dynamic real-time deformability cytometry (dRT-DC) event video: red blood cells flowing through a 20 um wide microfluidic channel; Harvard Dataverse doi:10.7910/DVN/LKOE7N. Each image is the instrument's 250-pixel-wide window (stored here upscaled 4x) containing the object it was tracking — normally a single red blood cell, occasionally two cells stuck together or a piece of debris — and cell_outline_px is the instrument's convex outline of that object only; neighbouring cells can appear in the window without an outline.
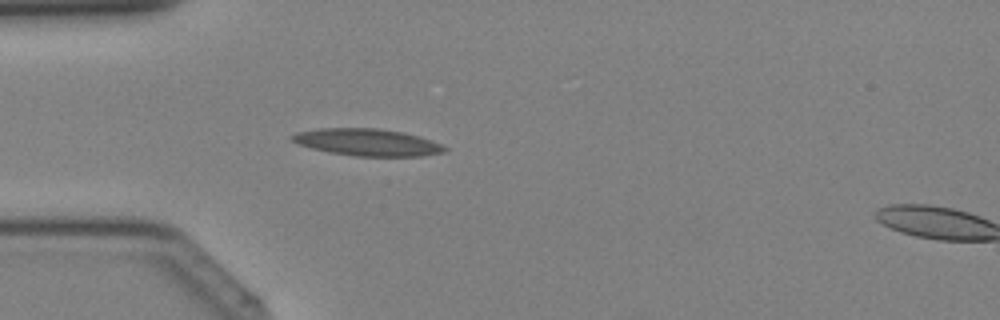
{"species": "Egyptian fruit bat (a non-hibernating species)", "species_latin": "Rousettus aegyptiacus", "temperature_condition": "cold", "stored_images_in_passage": 30, "camera_frame_rate_fps": 3000, "um_per_image_px": 0.085, "animal": {"sex": "female"}, "frame": {"image": 1, "passage_image": 4, "time_ms": 1.0, "image_size_px": [1000, 320], "cell_outline_px": [[448, 148], [444, 152], [420, 156], [356, 156], [332, 152], [312, 148], [300, 144], [292, 140], [288, 136], [296, 132], [320, 128], [376, 128], [400, 132], [416, 136], [440, 144]], "centroid_in_image_um": [31.18, 12.09], "position_along_channel_um": 53.8, "area_um2": 23.58}}
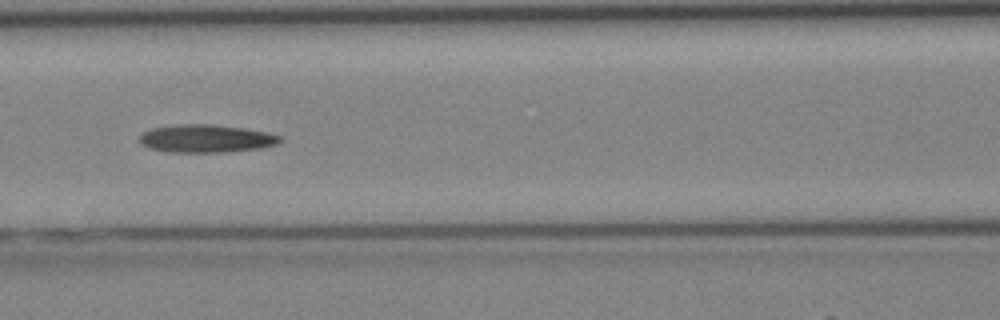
{"frame": {"image": 2, "passage_image": 10, "time_ms": 3.0, "image_size_px": [1000, 320], "cell_outline_px": [[284, 140], [276, 144], [264, 148], [224, 152], [172, 152], [148, 148], [140, 144], [140, 136], [144, 132], [152, 128], [176, 124], [212, 124], [244, 128], [268, 132], [280, 136]], "centroid_in_image_um": [17.55, 11.77], "position_along_channel_um": 149.1, "area_um2": 23.0}}
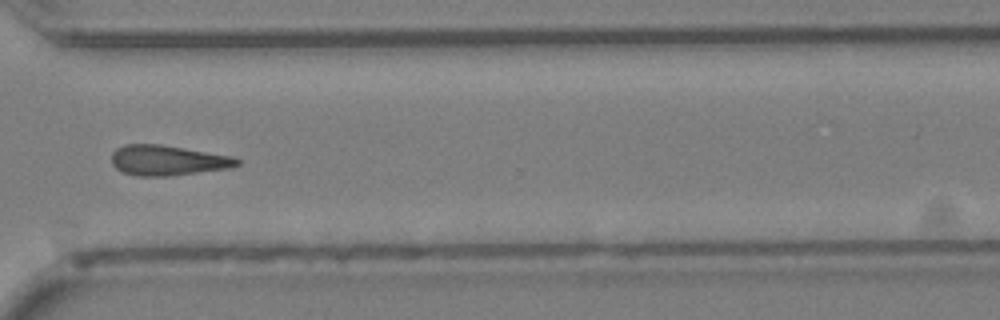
{"frame": {"image": 3, "passage_image": 22, "time_ms": 7.0, "image_size_px": [1000, 320], "cell_outline_px": [[240, 164], [228, 168], [168, 176], [136, 176], [124, 172], [116, 168], [112, 164], [112, 152], [116, 148], [124, 144], [160, 144], [232, 156], [240, 160]], "centroid_in_image_um": [14.22, 13.62], "position_along_channel_um": 356.4, "area_um2": 21.96}}